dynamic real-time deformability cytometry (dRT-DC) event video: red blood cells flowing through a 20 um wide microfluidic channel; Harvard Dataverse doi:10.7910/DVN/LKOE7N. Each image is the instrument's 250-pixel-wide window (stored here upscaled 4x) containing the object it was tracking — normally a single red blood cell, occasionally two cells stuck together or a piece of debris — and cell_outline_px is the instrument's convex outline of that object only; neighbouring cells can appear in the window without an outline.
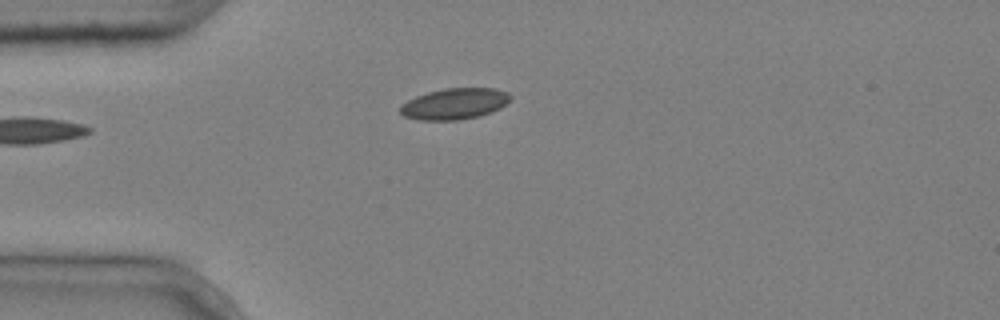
{"species": "common noctule bat (a hibernating species)", "species_latin": "Nyctalus noctula", "temperature_condition": "cold", "stored_images_in_passage": 2, "camera_frame_rate_fps": 3000, "um_per_image_px": 0.085, "animal": {"sex": "male", "body_mass_g": 20.4}, "frame": {"image": 1, "passage_image": 2, "time_ms": 0.333, "image_size_px": [1000, 320], "cell_outline_px": [[512, 100], [500, 108], [492, 112], [480, 116], [460, 120], [416, 120], [404, 116], [400, 112], [400, 104], [416, 96], [428, 92], [444, 88], [496, 88], [508, 92], [512, 96]], "centroid_in_image_um": [38.66, 8.82], "position_along_channel_um": 46.3, "area_um2": 20.29}}